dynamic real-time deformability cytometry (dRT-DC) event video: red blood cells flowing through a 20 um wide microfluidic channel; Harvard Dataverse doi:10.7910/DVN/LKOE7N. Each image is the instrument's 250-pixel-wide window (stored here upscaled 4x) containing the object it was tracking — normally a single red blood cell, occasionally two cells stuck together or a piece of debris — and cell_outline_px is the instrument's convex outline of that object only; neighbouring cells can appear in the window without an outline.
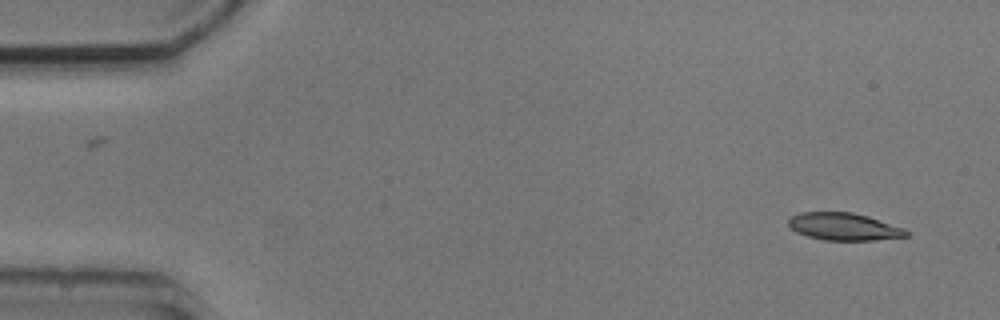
{"species": "common noctule bat (a hibernating species)", "species_latin": "Nyctalus noctula", "temperature_condition": "cold", "stored_images_in_passage": 5, "camera_frame_rate_fps": 3000, "um_per_image_px": 0.085, "animal": {"sex": "male", "body_mass_g": 20.5, "forearm_length_mm": 52.5}, "frame": {"image": 1, "passage_image": 1, "time_ms": 0.0, "image_size_px": [1000, 320], "cell_outline_px": [[908, 236], [872, 240], [824, 240], [808, 236], [796, 232], [788, 224], [788, 220], [792, 216], [800, 212], [852, 212], [868, 216], [904, 228], [908, 232]], "centroid_in_image_um": [71.72, 19.26], "position_along_channel_um": 13.3, "area_um2": 18.67}}
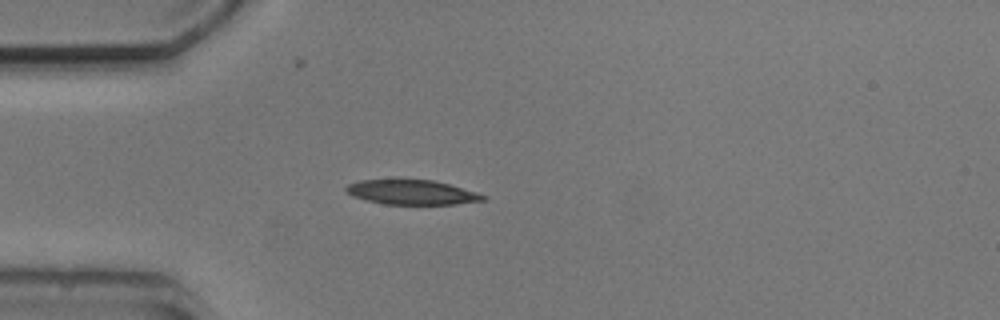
{"frame": {"image": 2, "passage_image": 4, "time_ms": 3.667, "image_size_px": [1000, 320], "cell_outline_px": [[488, 200], [452, 204], [384, 204], [352, 196], [344, 188], [348, 184], [360, 180], [432, 180], [448, 184], [476, 192], [488, 196]], "centroid_in_image_um": [35.03, 16.35], "position_along_channel_um": 50.0, "area_um2": 19.42}}